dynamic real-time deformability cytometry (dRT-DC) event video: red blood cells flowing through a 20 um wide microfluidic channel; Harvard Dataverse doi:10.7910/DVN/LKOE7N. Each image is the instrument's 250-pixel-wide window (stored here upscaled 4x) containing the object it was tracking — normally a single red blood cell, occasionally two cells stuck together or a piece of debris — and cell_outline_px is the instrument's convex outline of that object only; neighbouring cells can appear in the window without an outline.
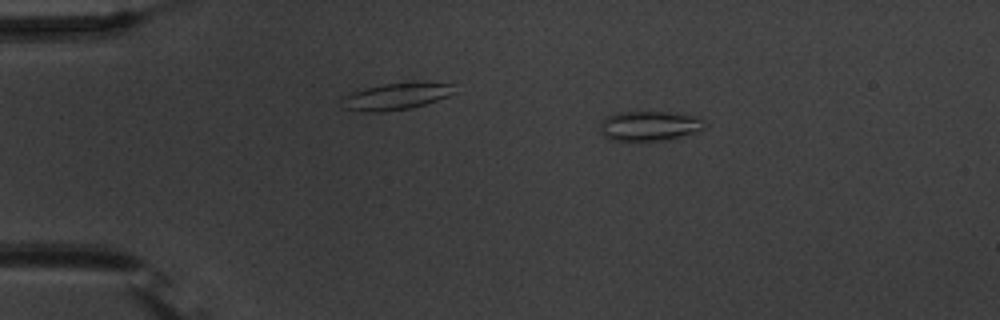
{"species": "common noctule bat (a hibernating species)", "species_latin": "Nyctalus noctula", "temperature_condition": "warm", "stored_images_in_passage": 45, "camera_frame_rate_fps": 3000, "um_per_image_px": 0.085, "animal": {"sex": "male", "body_mass_g": 20.1, "forearm_length_mm": 53.5}, "frame": {"image": 1, "passage_image": 1, "time_ms": 0.0, "image_size_px": [1000, 320], "cell_outline_px": [[708, 124], [704, 128], [680, 136], [664, 140], [608, 140], [604, 136], [600, 128], [600, 124], [604, 116], [616, 112], [668, 112], [700, 116]], "centroid_in_image_um": [55.19, 10.68], "position_along_channel_um": 29.8, "area_um2": 18.21}}
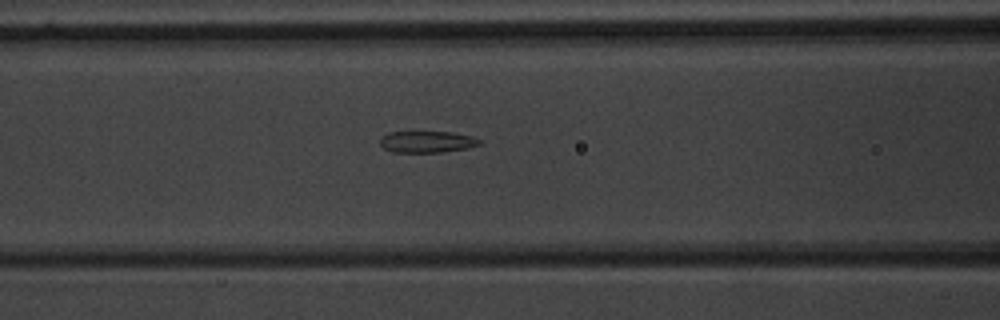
{"frame": {"image": 2, "passage_image": 14, "time_ms": 4.333, "image_size_px": [1000, 320], "cell_outline_px": [[480, 144], [468, 148], [440, 152], [392, 152], [384, 148], [380, 144], [380, 140], [388, 132], [452, 132], [472, 136], [480, 140]], "centroid_in_image_um": [36.3, 12.05], "position_along_channel_um": 130.3, "area_um2": 12.37}}
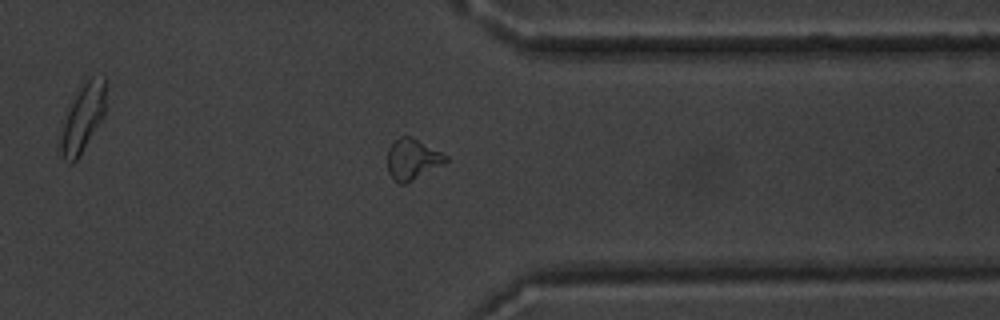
{"frame": {"image": 3, "passage_image": 34, "time_ms": 11.0, "image_size_px": [1000, 320], "cell_outline_px": [[448, 160], [444, 164], [404, 184], [400, 184], [388, 172], [388, 148], [400, 136], [412, 136], [448, 156]], "centroid_in_image_um": [35.07, 13.52], "position_along_channel_um": 376.3, "area_um2": 13.64}, "authors_computed_cell_mechanics": {"area_um2": 13.6408, "velocity_mm_per_s": 3.7386, "shape_relaxation_time_tau1_ms": null, "shape_relaxation_time_tau2_ms": 1.9836, "deformation_change_tau1": null, "deformation_change_tau2": 0.111}}